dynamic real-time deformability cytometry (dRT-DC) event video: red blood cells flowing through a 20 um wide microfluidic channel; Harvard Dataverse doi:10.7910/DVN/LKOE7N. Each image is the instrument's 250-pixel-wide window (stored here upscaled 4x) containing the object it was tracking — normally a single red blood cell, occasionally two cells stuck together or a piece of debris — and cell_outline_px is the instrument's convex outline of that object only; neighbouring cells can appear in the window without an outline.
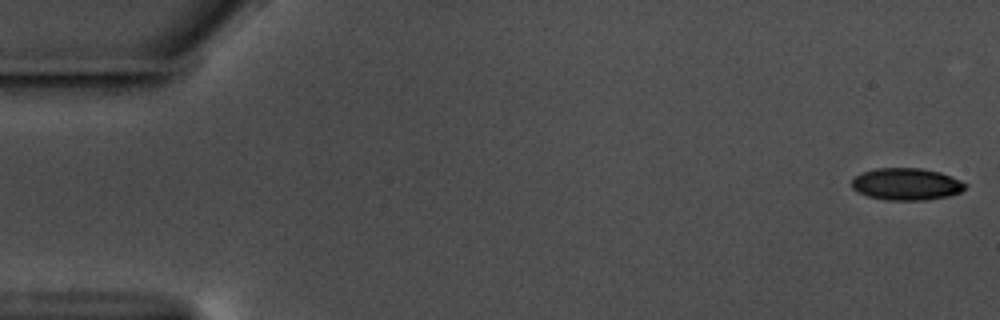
{"species": "common noctule bat (a hibernating species)", "species_latin": "Nyctalus noctula", "temperature_condition": "warm", "stored_images_in_passage": 57, "camera_frame_rate_fps": 3000, "um_per_image_px": 0.085, "animal": {"sex": "male", "body_mass_g": 17.5, "forearm_length_mm": 52.3}, "frame": {"image": 1, "passage_image": 1, "time_ms": 0.0, "image_size_px": [1000, 320], "cell_outline_px": [[968, 184], [960, 192], [948, 196], [924, 200], [884, 200], [868, 196], [852, 188], [852, 180], [856, 176], [864, 172], [876, 168], [920, 168], [940, 172], [960, 180]], "centroid_in_image_um": [77.05, 15.65], "position_along_channel_um": 7.9, "area_um2": 21.04}}
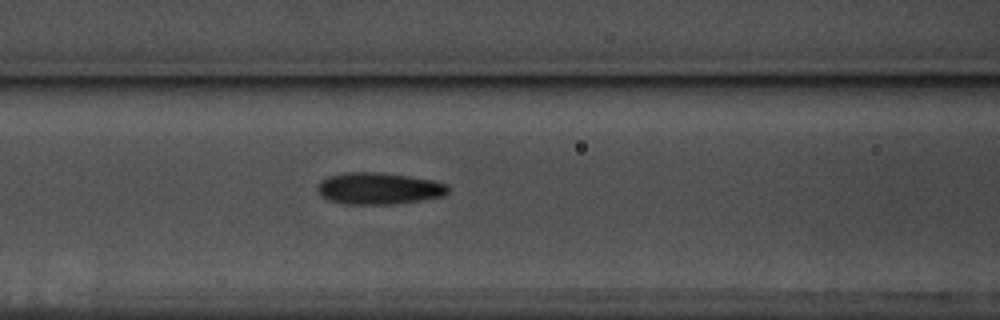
{"frame": {"image": 2, "passage_image": 24, "time_ms": 7.667, "image_size_px": [1000, 320], "cell_outline_px": [[448, 192], [444, 196], [396, 204], [340, 204], [328, 200], [320, 196], [316, 188], [320, 180], [328, 176], [348, 172], [380, 172], [408, 176], [432, 180], [448, 184]], "centroid_in_image_um": [32.16, 16.02], "position_along_channel_um": 134.4, "area_um2": 24.39}}
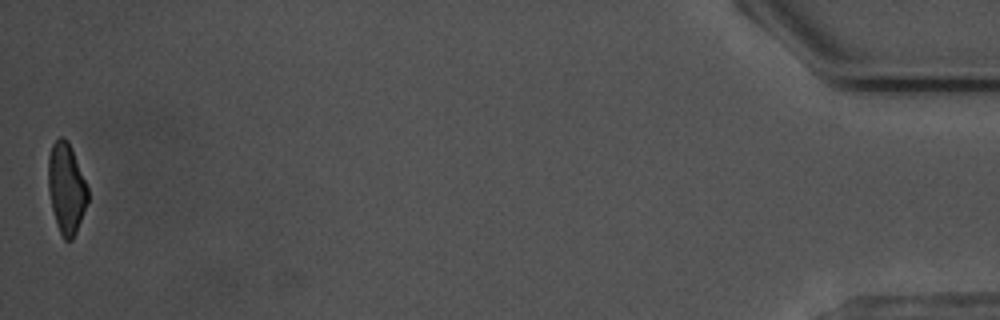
{"frame": {"image": 3, "passage_image": 57, "time_ms": 18.667, "image_size_px": [1000, 320], "cell_outline_px": [[88, 200], [76, 232], [72, 240], [64, 240], [56, 224], [48, 192], [48, 156], [52, 144], [60, 136], [64, 136], [68, 140], [72, 148], [88, 188]], "centroid_in_image_um": [5.63, 15.97], "position_along_channel_um": 429.6, "area_um2": 20.92}, "authors_computed_cell_mechanics": {"area_um2": 22.7732, "velocity_mm_per_s": 3.5661, "shape_relaxation_time_tau1_ms": 3.5117, "shape_relaxation_time_tau2_ms": 3.1687, "deformation_change_tau1": 0.1317, "deformation_change_tau2": 0.1073}}